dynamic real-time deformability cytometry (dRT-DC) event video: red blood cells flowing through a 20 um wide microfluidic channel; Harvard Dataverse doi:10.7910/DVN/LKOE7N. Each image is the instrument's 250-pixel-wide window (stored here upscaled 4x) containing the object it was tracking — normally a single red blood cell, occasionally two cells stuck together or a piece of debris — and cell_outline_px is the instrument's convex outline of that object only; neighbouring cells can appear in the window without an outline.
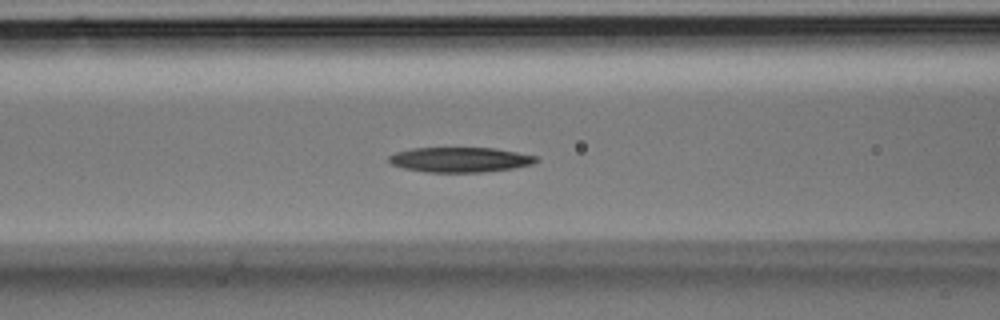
{"species": "Egyptian fruit bat (a non-hibernating species)", "species_latin": "Rousettus aegyptiacus", "temperature_condition": "room temperature", "stored_images_in_passage": 20, "camera_frame_rate_fps": 3000, "um_per_image_px": 0.085, "animal": {"sex": "male"}, "frame": {"image": 1, "passage_image": 4, "time_ms": 1.0, "image_size_px": [1000, 320], "cell_outline_px": [[540, 160], [532, 164], [512, 168], [484, 172], [424, 172], [404, 168], [392, 164], [388, 160], [388, 156], [396, 152], [412, 148], [496, 148], [536, 156]], "centroid_in_image_um": [39.1, 13.57], "position_along_channel_um": 127.5, "area_um2": 21.39}}
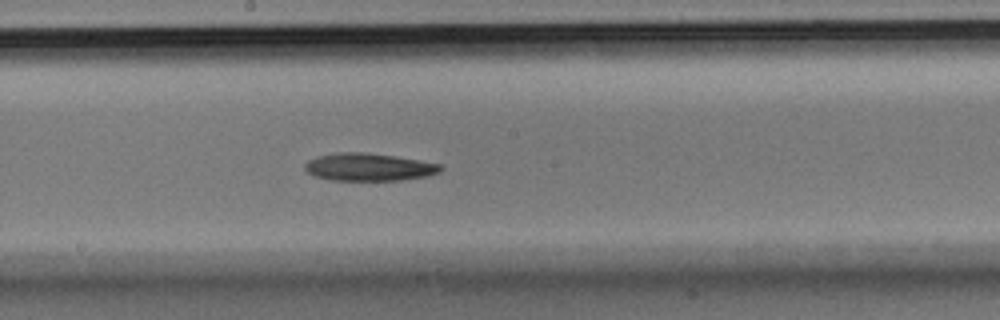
{"frame": {"image": 2, "passage_image": 9, "time_ms": 2.667, "image_size_px": [1000, 320], "cell_outline_px": [[444, 168], [440, 172], [428, 176], [400, 180], [332, 180], [316, 176], [308, 172], [304, 168], [304, 164], [308, 160], [316, 156], [336, 152], [364, 152], [396, 156], [420, 160], [440, 164]], "centroid_in_image_um": [31.36, 14.19], "position_along_channel_um": 216.8, "area_um2": 21.96}}
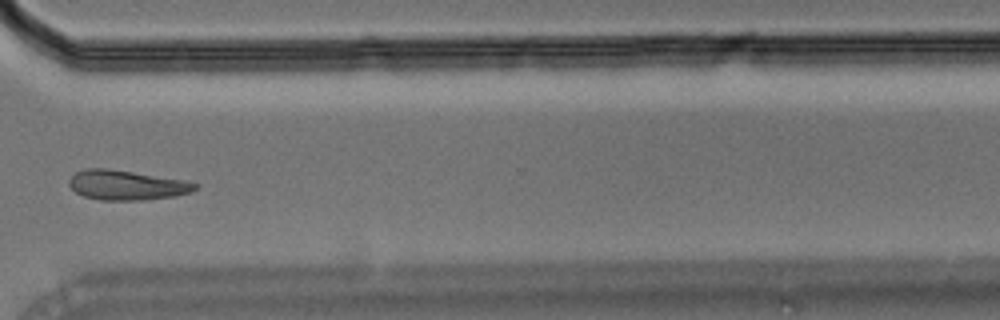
{"frame": {"image": 3, "passage_image": 17, "time_ms": 5.333, "image_size_px": [1000, 320], "cell_outline_px": [[196, 188], [192, 192], [176, 196], [144, 200], [100, 200], [84, 196], [76, 192], [68, 184], [68, 180], [76, 172], [84, 168], [108, 168], [184, 180], [196, 184]], "centroid_in_image_um": [10.73, 15.73], "position_along_channel_um": 359.9, "area_um2": 21.79}}